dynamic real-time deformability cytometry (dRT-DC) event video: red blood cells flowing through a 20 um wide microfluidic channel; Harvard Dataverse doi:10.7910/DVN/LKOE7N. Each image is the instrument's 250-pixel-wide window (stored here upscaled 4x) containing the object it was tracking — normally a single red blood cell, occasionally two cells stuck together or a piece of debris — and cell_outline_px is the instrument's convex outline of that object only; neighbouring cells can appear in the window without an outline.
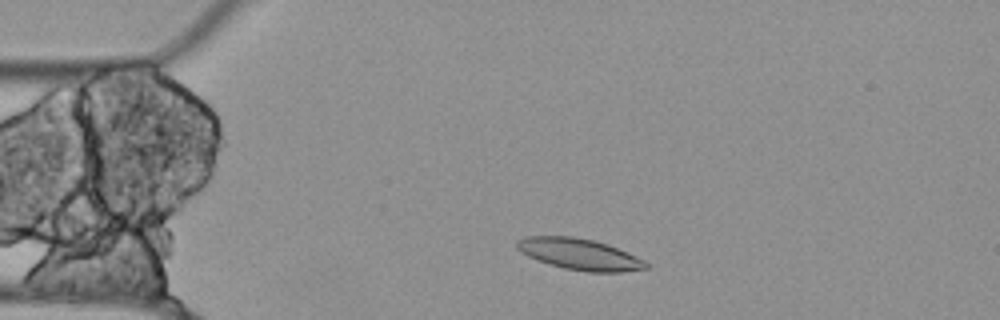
{"species": "Egyptian fruit bat (a non-hibernating species)", "species_latin": "Rousettus aegyptiacus", "temperature_condition": "cold", "stored_images_in_passage": 50, "camera_frame_rate_fps": 3000, "um_per_image_px": 0.085, "animal": {"sex": "female"}, "frame": {"image": 1, "passage_image": 6, "time_ms": 1.667, "image_size_px": [1000, 320], "cell_outline_px": [[648, 268], [620, 272], [588, 272], [564, 268], [548, 264], [528, 256], [520, 252], [516, 248], [516, 240], [528, 236], [572, 236], [592, 240], [608, 244], [644, 260], [648, 264]], "centroid_in_image_um": [49.22, 21.6], "position_along_channel_um": 35.8, "area_um2": 23.41}}
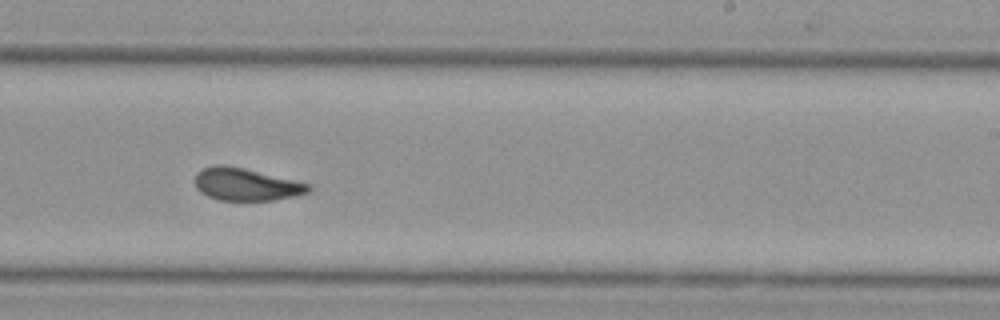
{"frame": {"image": 2, "passage_image": 28, "time_ms": 9.0, "image_size_px": [1000, 320], "cell_outline_px": [[312, 188], [308, 192], [296, 196], [272, 200], [220, 200], [208, 196], [200, 192], [196, 188], [196, 172], [204, 168], [216, 164], [220, 164], [244, 168], [312, 184]], "centroid_in_image_um": [20.93, 15.67], "position_along_channel_um": 268.1, "area_um2": 21.44}}
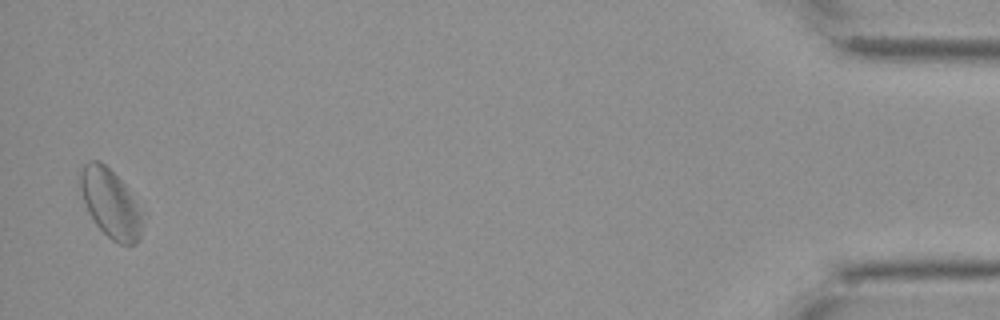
{"frame": {"image": 3, "passage_image": 49, "time_ms": 16.0, "image_size_px": [1000, 320], "cell_outline_px": [[140, 236], [136, 244], [120, 244], [112, 240], [96, 224], [84, 200], [80, 188], [80, 172], [84, 164], [88, 160], [100, 160], [128, 188], [140, 212]], "centroid_in_image_um": [9.36, 17.26], "position_along_channel_um": 425.8, "area_um2": 23.99}, "authors_computed_cell_mechanics": {"area_um2": 22.3975, "velocity_mm_per_s": 3.4858, "shape_relaxation_time_tau1_ms": 0.0248, "shape_relaxation_time_tau2_ms": 3.549, "deformation_change_tau1": 0.0392, "deformation_change_tau2": 0.0912}}